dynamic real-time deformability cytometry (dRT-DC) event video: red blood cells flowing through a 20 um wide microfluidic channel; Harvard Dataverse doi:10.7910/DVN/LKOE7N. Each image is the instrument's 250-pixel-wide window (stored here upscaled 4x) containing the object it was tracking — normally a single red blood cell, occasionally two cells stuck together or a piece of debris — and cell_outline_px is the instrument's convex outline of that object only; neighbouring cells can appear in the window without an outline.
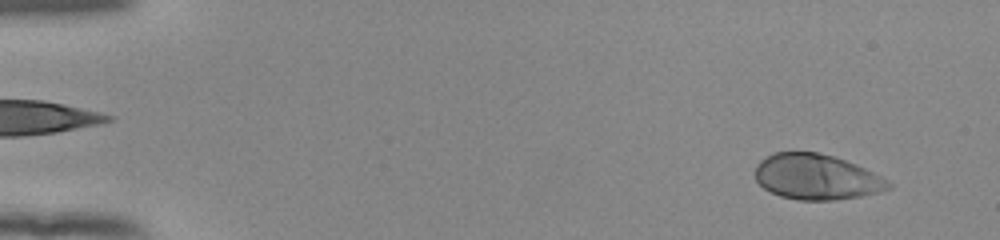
{"species": "human", "species_latin": "Homo sapiens", "temperature_condition": "room temperature", "stored_images_in_passage": 53, "camera_frame_rate_fps": 3000, "um_per_image_px": 0.085, "donor": {"sex": "female"}, "frame": {"image": 1, "passage_image": 4, "time_ms": 1.0, "image_size_px": [1000, 240], "cell_outline_px": [[892, 188], [880, 192], [860, 196], [836, 200], [796, 200], [780, 196], [764, 188], [756, 180], [756, 164], [760, 160], [772, 152], [816, 152], [832, 156], [856, 164], [888, 180], [892, 184]], "centroid_in_image_um": [69.4, 15.04], "position_along_channel_um": 15.6, "area_um2": 35.26}}
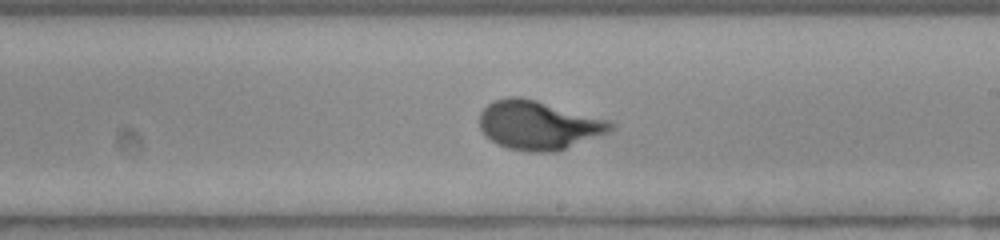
{"frame": {"image": 2, "passage_image": 32, "time_ms": 10.333, "image_size_px": [1000, 240], "cell_outline_px": [[616, 128], [608, 132], [556, 152], [528, 152], [508, 148], [496, 144], [484, 136], [480, 128], [480, 112], [492, 100], [508, 96], [520, 96], [536, 100], [612, 120], [616, 124]], "centroid_in_image_um": [45.78, 10.63], "position_along_channel_um": 243.2, "area_um2": 37.8}}
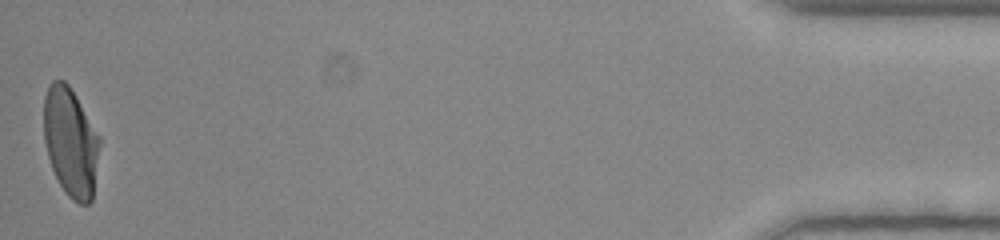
{"frame": {"image": 3, "passage_image": 53, "time_ms": 17.333, "image_size_px": [1000, 240], "cell_outline_px": [[100, 144], [92, 200], [88, 204], [80, 204], [72, 200], [64, 192], [52, 168], [48, 156], [44, 140], [44, 96], [48, 84], [52, 80], [64, 80], [68, 84], [76, 96], [100, 136]], "centroid_in_image_um": [6.0, 12.07], "position_along_channel_um": 429.2, "area_um2": 35.55}, "authors_computed_cell_mechanics": {"area_um2": 35.3736, "velocity_mm_per_s": 3.879, "shape_relaxation_time_tau1_ms": 3.2581, "shape_relaxation_time_tau2_ms": null, "deformation_change_tau1": 0.1987, "deformation_change_tau2": null}}